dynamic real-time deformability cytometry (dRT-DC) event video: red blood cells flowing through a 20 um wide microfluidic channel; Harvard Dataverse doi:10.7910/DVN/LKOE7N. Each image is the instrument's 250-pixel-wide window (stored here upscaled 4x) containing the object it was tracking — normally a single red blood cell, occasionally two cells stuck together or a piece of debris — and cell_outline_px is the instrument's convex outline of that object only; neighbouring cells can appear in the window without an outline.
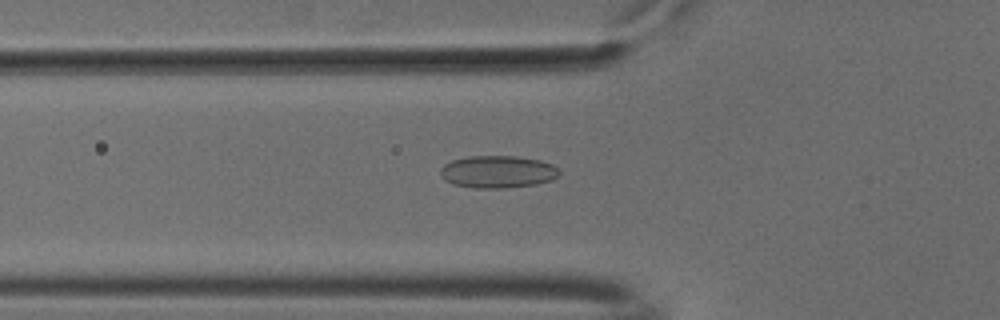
{"species": "common noctule bat (a hibernating species)", "species_latin": "Nyctalus noctula", "temperature_condition": "cold", "stored_images_in_passage": 54, "camera_frame_rate_fps": 3000, "um_per_image_px": 0.085, "animal": {"sex": "male", "body_mass_g": 18.8}, "frame": {"image": 1, "passage_image": 19, "time_ms": 6.0, "image_size_px": [1000, 320], "cell_outline_px": [[560, 172], [552, 180], [536, 184], [500, 188], [472, 188], [456, 184], [444, 180], [440, 176], [440, 168], [444, 164], [452, 160], [468, 156], [516, 156], [540, 160], [552, 164]], "centroid_in_image_um": [42.27, 14.59], "position_along_channel_um": 83.5, "area_um2": 22.37}}
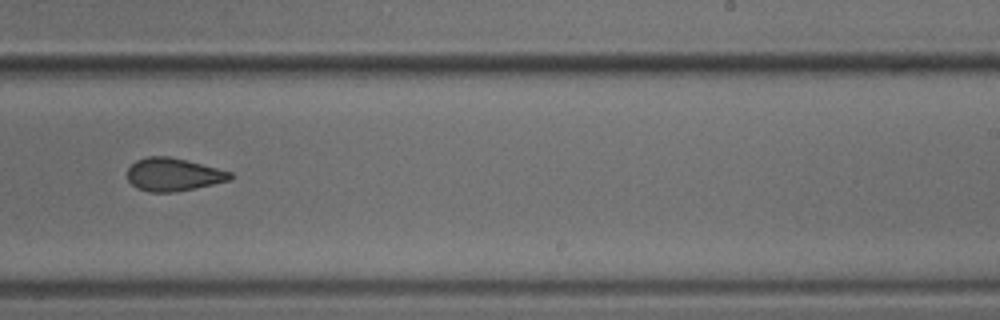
{"frame": {"image": 2, "passage_image": 34, "time_ms": 11.0, "image_size_px": [1000, 320], "cell_outline_px": [[232, 176], [228, 180], [212, 184], [172, 192], [148, 192], [136, 188], [128, 180], [128, 168], [136, 160], [148, 156], [168, 156], [232, 172]], "centroid_in_image_um": [14.67, 14.83], "position_along_channel_um": 274.3, "area_um2": 19.36}}
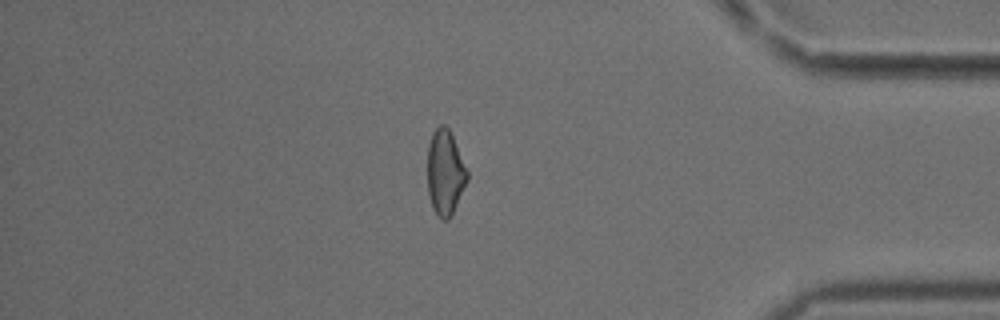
{"frame": {"image": 3, "passage_image": 46, "time_ms": 15.0, "image_size_px": [1000, 320], "cell_outline_px": [[468, 180], [448, 220], [444, 220], [432, 208], [428, 192], [428, 144], [432, 132], [440, 124], [444, 124], [448, 128], [452, 136], [468, 172]], "centroid_in_image_um": [37.82, 14.63], "position_along_channel_um": 397.4, "area_um2": 19.36}, "authors_computed_cell_mechanics": {"area_um2": 20.6924, "velocity_mm_per_s": 3.7987, "shape_relaxation_time_tau1_ms": null, "shape_relaxation_time_tau2_ms": 1.7879, "deformation_change_tau1": null, "deformation_change_tau2": 0.0854}}